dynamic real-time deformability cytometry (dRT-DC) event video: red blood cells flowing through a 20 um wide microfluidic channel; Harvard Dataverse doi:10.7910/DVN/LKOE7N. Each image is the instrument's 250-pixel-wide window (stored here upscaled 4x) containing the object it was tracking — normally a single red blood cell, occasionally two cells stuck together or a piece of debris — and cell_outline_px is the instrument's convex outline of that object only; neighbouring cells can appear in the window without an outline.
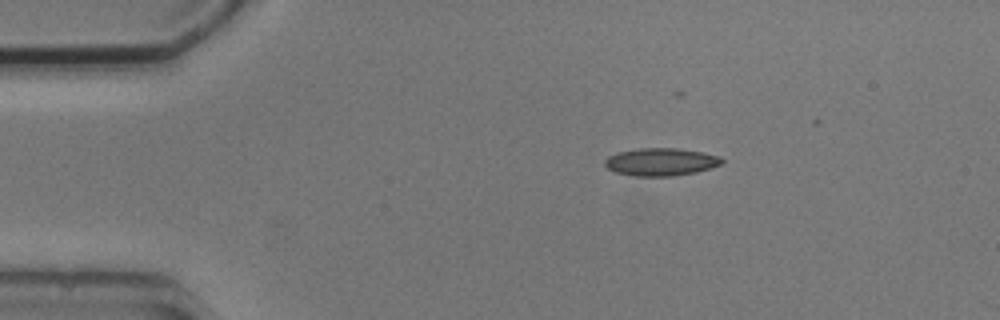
{"species": "common noctule bat (a hibernating species)", "species_latin": "Nyctalus noctula", "temperature_condition": "cold", "stored_images_in_passage": 6, "camera_frame_rate_fps": 3000, "um_per_image_px": 0.085, "animal": {"sex": "male", "body_mass_g": 20.5, "forearm_length_mm": 52.5}, "frame": {"image": 1, "passage_image": 1, "time_ms": 0.0, "image_size_px": [1000, 320], "cell_outline_px": [[724, 164], [712, 168], [696, 172], [672, 176], [636, 176], [616, 172], [608, 168], [604, 164], [604, 160], [608, 156], [616, 152], [636, 148], [676, 148], [704, 152], [720, 156], [724, 160]], "centroid_in_image_um": [56.2, 13.75], "position_along_channel_um": 28.8, "area_um2": 19.13}}
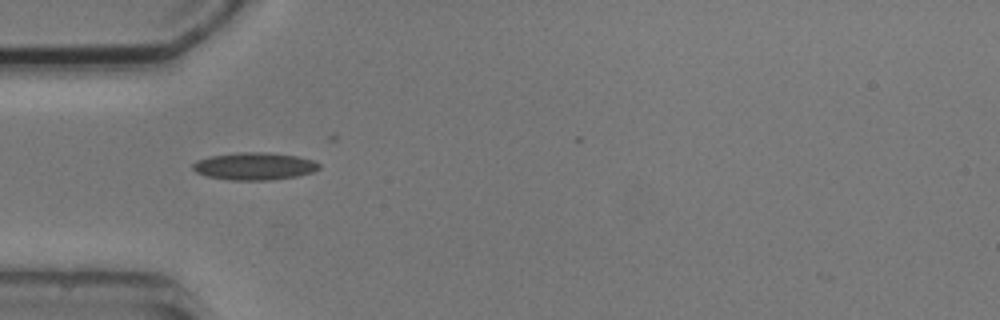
{"frame": {"image": 2, "passage_image": 3, "time_ms": 2.333, "image_size_px": [1000, 320], "cell_outline_px": [[320, 168], [312, 172], [296, 176], [272, 180], [228, 180], [208, 176], [196, 172], [192, 168], [192, 164], [196, 160], [212, 156], [236, 152], [264, 152], [296, 156], [312, 160], [320, 164]], "centroid_in_image_um": [21.6, 14.13], "position_along_channel_um": 63.4, "area_um2": 20.11}}